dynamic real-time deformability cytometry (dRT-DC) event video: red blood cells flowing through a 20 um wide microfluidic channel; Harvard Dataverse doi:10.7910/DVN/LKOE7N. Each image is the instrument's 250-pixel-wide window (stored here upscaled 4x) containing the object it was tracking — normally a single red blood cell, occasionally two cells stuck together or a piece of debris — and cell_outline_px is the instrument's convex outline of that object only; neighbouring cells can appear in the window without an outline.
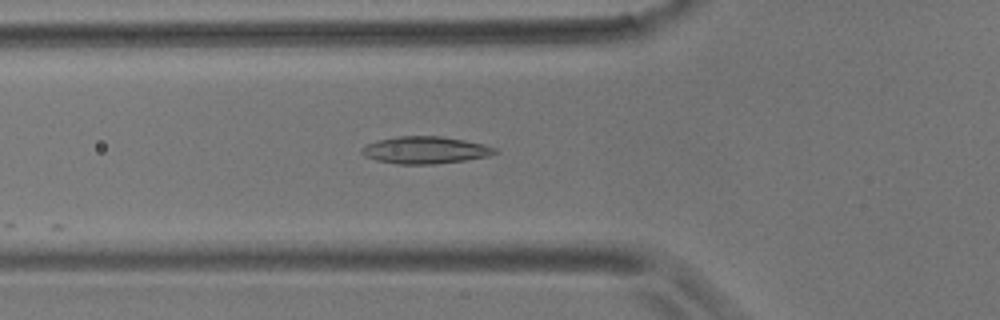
{"species": "common noctule bat (a hibernating species)", "species_latin": "Nyctalus noctula", "temperature_condition": "room temperature", "stored_images_in_passage": 3, "camera_frame_rate_fps": 3000, "um_per_image_px": 0.085, "animal": {"sex": "male", "body_mass_g": 17.9}, "frame": {"image": 1, "passage_image": 3, "time_ms": 2.333, "image_size_px": [1000, 320], "cell_outline_px": [[500, 152], [488, 156], [464, 160], [436, 164], [396, 164], [376, 160], [364, 156], [360, 152], [360, 148], [376, 140], [400, 136], [440, 136], [464, 140], [484, 144], [496, 148]], "centroid_in_image_um": [36.13, 12.76], "position_along_channel_um": 89.7, "area_um2": 21.15}}